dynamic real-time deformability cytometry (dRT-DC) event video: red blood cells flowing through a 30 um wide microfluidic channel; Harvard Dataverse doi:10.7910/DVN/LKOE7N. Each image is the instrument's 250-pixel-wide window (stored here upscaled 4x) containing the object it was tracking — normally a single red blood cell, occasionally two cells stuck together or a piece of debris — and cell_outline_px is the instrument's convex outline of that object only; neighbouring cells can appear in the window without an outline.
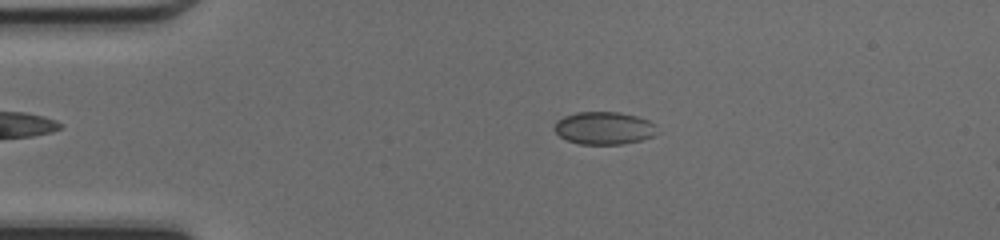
{"species": "common noctule bat (a hibernating species)", "species_latin": "Nyctalus noctula", "temperature_condition": "cold", "stored_images_in_passage": 39, "camera_frame_rate_fps": 3000, "um_per_image_px": 0.085, "animal": {"sex": "female", "body_mass_g": 17.0, "forearm_length_mm": 48.0}, "frame": {"image": 1, "passage_image": 1, "time_ms": 0.0, "image_size_px": [1000, 240], "cell_outline_px": [[656, 124], [652, 136], [640, 140], [620, 144], [580, 144], [568, 140], [560, 136], [556, 132], [556, 120], [564, 116], [576, 112], [620, 112], [636, 116], [648, 120]], "centroid_in_image_um": [51.32, 10.87], "position_along_channel_um": 33.7, "area_um2": 19.25}}
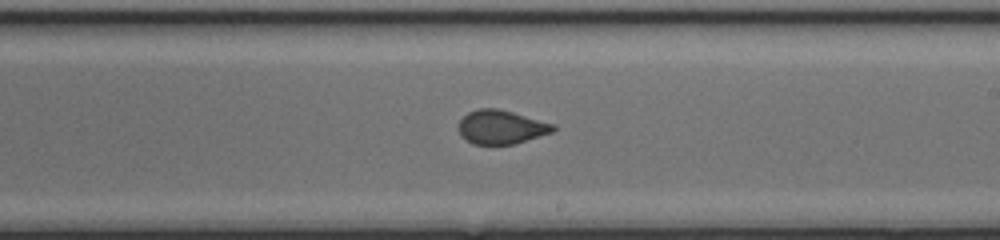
{"frame": {"image": 2, "passage_image": 19, "time_ms": 6.0, "image_size_px": [1000, 240], "cell_outline_px": [[556, 128], [552, 132], [516, 144], [472, 144], [464, 140], [460, 136], [460, 120], [468, 112], [480, 108], [496, 108], [512, 112], [556, 124]], "centroid_in_image_um": [42.61, 10.81], "position_along_channel_um": 246.4, "area_um2": 18.67}}
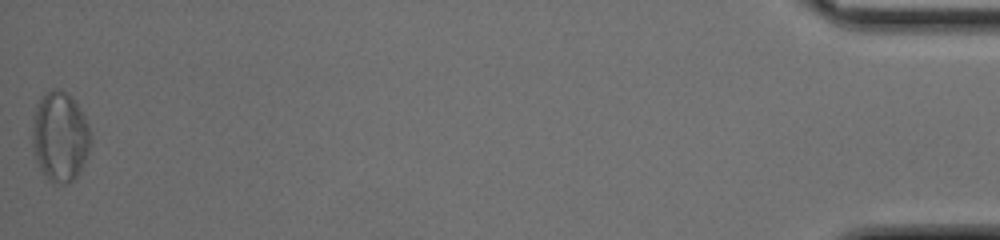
{"frame": {"image": 3, "passage_image": 39, "time_ms": 12.667, "image_size_px": [1000, 240], "cell_outline_px": [[92, 140], [88, 152], [76, 176], [68, 184], [52, 184], [48, 180], [40, 168], [36, 160], [32, 148], [32, 128], [36, 104], [40, 96], [44, 92], [52, 88], [60, 88], [68, 92], [76, 100], [88, 124]], "centroid_in_image_um": [5.08, 11.57], "position_along_channel_um": 430.1, "area_um2": 31.1}, "authors_computed_cell_mechanics": {"area_um2": 19.4786, "velocity_mm_per_s": 4.2755, "shape_relaxation_time_tau1_ms": null, "shape_relaxation_time_tau2_ms": 0.8517, "deformation_change_tau1": null, "deformation_change_tau2": 0.0528}}